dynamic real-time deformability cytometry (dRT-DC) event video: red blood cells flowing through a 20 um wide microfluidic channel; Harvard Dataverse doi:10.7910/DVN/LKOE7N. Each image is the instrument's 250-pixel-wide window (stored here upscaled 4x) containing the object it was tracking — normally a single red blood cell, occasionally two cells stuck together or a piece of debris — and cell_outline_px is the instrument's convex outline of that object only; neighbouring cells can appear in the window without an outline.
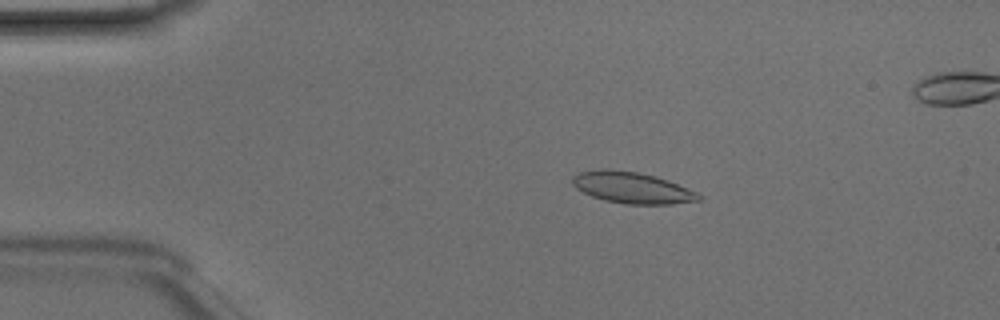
{"species": "Egyptian fruit bat (a non-hibernating species)", "species_latin": "Rousettus aegyptiacus", "temperature_condition": "room temperature", "stored_images_in_passage": 49, "segment_of_instrument_passage": [1, 2], "camera_frame_rate_fps": 3000, "um_per_image_px": 0.085, "animal": {"sex": "male"}, "frame": {"image": 1, "passage_image": 9, "time_ms": 2.667, "image_size_px": [1000, 320], "cell_outline_px": [[704, 196], [700, 200], [672, 204], [624, 204], [604, 200], [592, 196], [576, 188], [572, 184], [572, 176], [580, 172], [600, 168], [608, 168], [636, 172], [656, 176], [668, 180], [696, 192]], "centroid_in_image_um": [53.71, 15.95], "position_along_channel_um": 31.3, "area_um2": 23.12}}
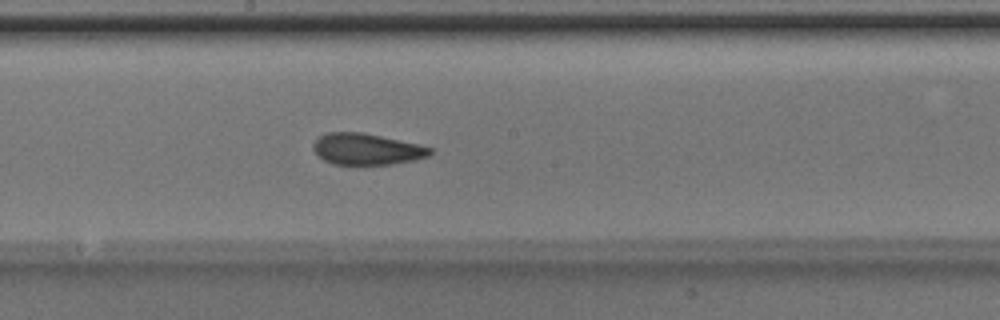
{"frame": {"image": 2, "passage_image": 26, "time_ms": 8.333, "image_size_px": [1000, 320], "cell_outline_px": [[432, 152], [428, 156], [416, 160], [392, 164], [332, 164], [316, 156], [312, 148], [312, 144], [320, 136], [328, 132], [360, 132], [420, 144], [432, 148]], "centroid_in_image_um": [31.15, 12.68], "position_along_channel_um": 217.1, "area_um2": 21.39}}
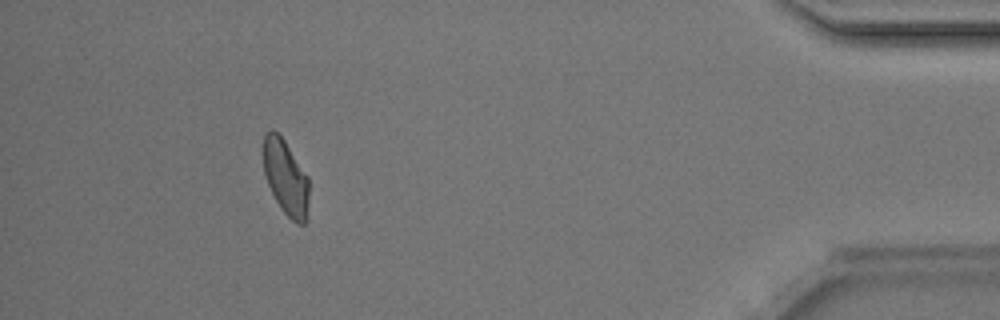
{"frame": {"image": 3, "passage_image": 44, "time_ms": 14.333, "image_size_px": [1000, 320], "cell_outline_px": [[308, 216], [304, 224], [296, 224], [280, 208], [268, 184], [264, 172], [264, 132], [272, 128], [284, 140], [308, 176]], "centroid_in_image_um": [24.3, 15.1], "position_along_channel_um": 410.9, "area_um2": 19.88}}